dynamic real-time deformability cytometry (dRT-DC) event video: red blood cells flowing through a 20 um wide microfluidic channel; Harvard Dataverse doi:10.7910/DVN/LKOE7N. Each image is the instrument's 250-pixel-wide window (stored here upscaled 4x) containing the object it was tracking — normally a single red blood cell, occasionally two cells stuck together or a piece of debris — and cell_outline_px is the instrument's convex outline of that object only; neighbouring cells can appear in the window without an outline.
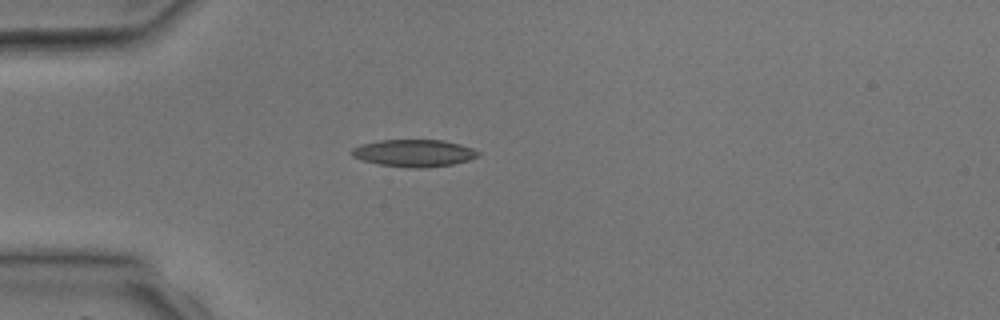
{"species": "common noctule bat (a hibernating species)", "species_latin": "Nyctalus noctula", "temperature_condition": "room temperature", "stored_images_in_passage": 1, "camera_frame_rate_fps": 3000, "um_per_image_px": 0.085, "animal": {"sex": "male", "body_mass_g": 17.9, "forearm_length_mm": 54.2}, "frame": {"image": 1, "passage_image": 1, "time_ms": 0.0, "image_size_px": [1000, 320], "cell_outline_px": [[480, 156], [468, 160], [452, 164], [420, 168], [412, 168], [380, 164], [364, 160], [352, 156], [352, 148], [360, 144], [380, 140], [444, 140], [460, 144], [472, 148], [480, 152]], "centroid_in_image_um": [35.21, 13.0], "position_along_channel_um": 49.8, "area_um2": 19.88}}